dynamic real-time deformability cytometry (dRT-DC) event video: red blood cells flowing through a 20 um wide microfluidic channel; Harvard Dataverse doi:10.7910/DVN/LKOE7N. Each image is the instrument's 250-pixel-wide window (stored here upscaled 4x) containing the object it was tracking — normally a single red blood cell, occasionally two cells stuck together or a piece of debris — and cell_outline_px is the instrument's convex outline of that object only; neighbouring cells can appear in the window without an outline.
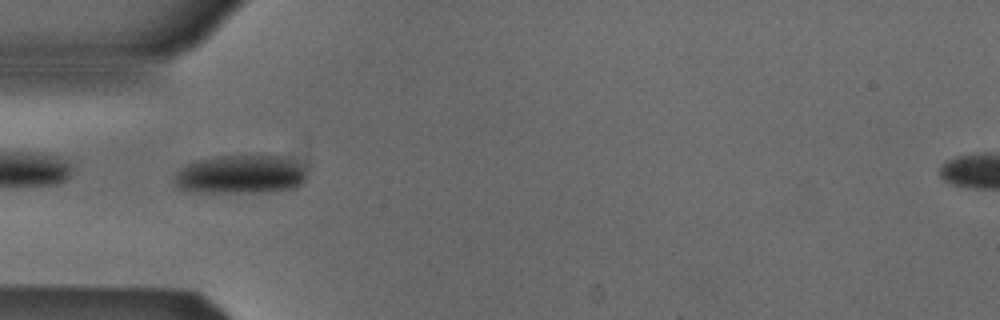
{"species": "Egyptian fruit bat (a non-hibernating species)", "species_latin": "Rousettus aegyptiacus", "temperature_condition": "cold", "stored_images_in_passage": 50, "camera_frame_rate_fps": 3000, "um_per_image_px": 0.085, "animal": {"sex": "male"}, "frame": {"image": 1, "passage_image": 14, "time_ms": 4.333, "image_size_px": [1000, 320], "cell_outline_px": [[308, 172], [304, 180], [300, 184], [292, 188], [260, 192], [200, 192], [180, 188], [172, 180], [176, 172], [180, 168], [188, 164], [200, 160], [216, 156], [280, 156], [308, 164]], "centroid_in_image_um": [20.51, 14.81], "position_along_channel_um": 64.5, "area_um2": 29.94}}
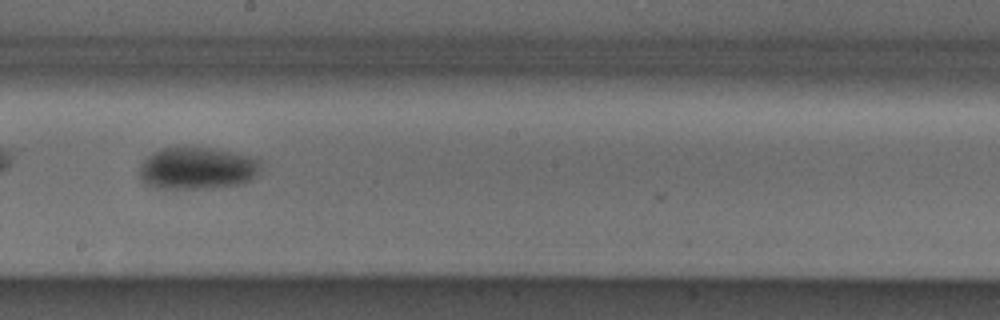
{"frame": {"image": 2, "passage_image": 27, "time_ms": 8.667, "image_size_px": [1000, 320], "cell_outline_px": [[264, 160], [260, 172], [256, 176], [244, 184], [216, 188], [152, 188], [144, 184], [140, 180], [140, 168], [144, 160], [148, 156], [160, 148], [180, 144], [212, 148], [260, 156]], "centroid_in_image_um": [16.85, 14.26], "position_along_channel_um": 231.4, "area_um2": 31.39}}
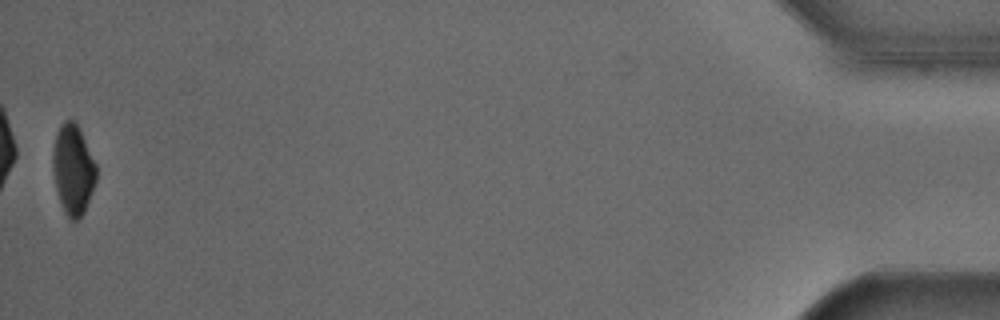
{"frame": {"image": 3, "passage_image": 50, "time_ms": 16.333, "image_size_px": [1000, 320], "cell_outline_px": [[96, 180], [84, 212], [76, 220], [72, 220], [64, 212], [56, 188], [52, 168], [52, 152], [56, 136], [60, 124], [64, 120], [72, 120], [76, 124], [96, 164]], "centroid_in_image_um": [6.19, 14.41], "position_along_channel_um": 429.0, "area_um2": 22.31}}